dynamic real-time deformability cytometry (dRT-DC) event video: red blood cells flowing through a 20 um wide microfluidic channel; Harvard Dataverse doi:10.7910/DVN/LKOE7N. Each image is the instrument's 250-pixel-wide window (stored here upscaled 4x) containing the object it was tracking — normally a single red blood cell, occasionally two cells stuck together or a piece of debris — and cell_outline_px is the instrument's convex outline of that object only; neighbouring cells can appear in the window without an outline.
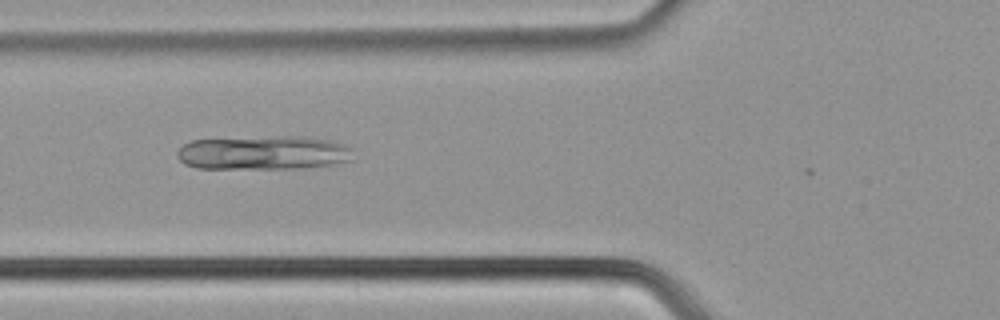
{"species": "common noctule bat (a hibernating species)", "species_latin": "Nyctalus noctula", "temperature_condition": "cold", "stored_images_in_passage": 12, "camera_frame_rate_fps": 3000, "um_per_image_px": 0.085, "animal": {"sex": "male", "body_mass_g": 21.5, "forearm_length_mm": 52.0}, "frame": {"image": 1, "passage_image": 5, "time_ms": 1.333, "image_size_px": [1000, 320], "cell_outline_px": [[356, 160], [332, 164], [304, 168], [196, 168], [184, 164], [176, 156], [176, 152], [184, 144], [192, 140], [276, 136], [308, 136], [328, 140], [344, 144], [352, 148]], "centroid_in_image_um": [22.45, 12.98], "position_along_channel_um": 103.4, "area_um2": 35.2}}
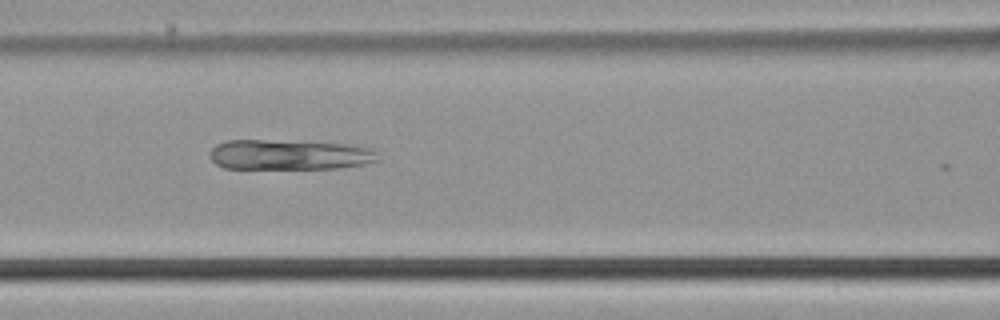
{"frame": {"image": 2, "passage_image": 8, "time_ms": 2.333, "image_size_px": [1000, 320], "cell_outline_px": [[380, 160], [364, 164], [340, 168], [224, 168], [216, 164], [208, 156], [212, 148], [216, 144], [228, 140], [264, 140], [344, 144], [372, 148], [376, 152]], "centroid_in_image_um": [24.58, 13.15], "position_along_channel_um": 142.0, "area_um2": 29.36}}
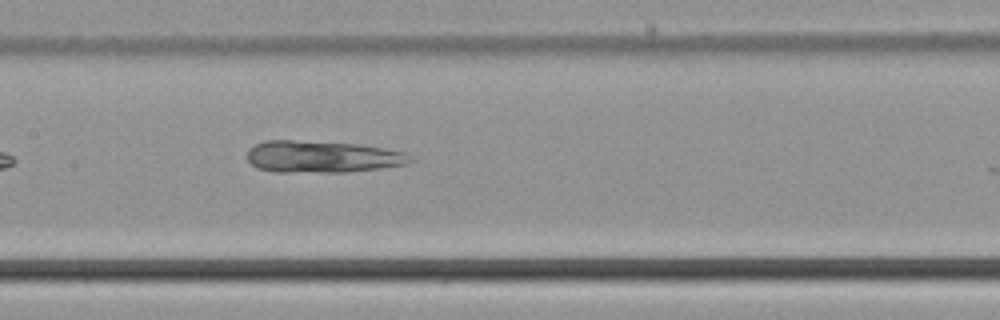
{"frame": {"image": 3, "passage_image": 11, "time_ms": 3.333, "image_size_px": [1000, 320], "cell_outline_px": [[416, 160], [408, 164], [380, 168], [344, 172], [272, 172], [256, 168], [248, 160], [248, 148], [264, 140], [292, 140], [356, 144], [404, 152]], "centroid_in_image_um": [27.36, 13.33], "position_along_channel_um": 180.0, "area_um2": 30.29}}